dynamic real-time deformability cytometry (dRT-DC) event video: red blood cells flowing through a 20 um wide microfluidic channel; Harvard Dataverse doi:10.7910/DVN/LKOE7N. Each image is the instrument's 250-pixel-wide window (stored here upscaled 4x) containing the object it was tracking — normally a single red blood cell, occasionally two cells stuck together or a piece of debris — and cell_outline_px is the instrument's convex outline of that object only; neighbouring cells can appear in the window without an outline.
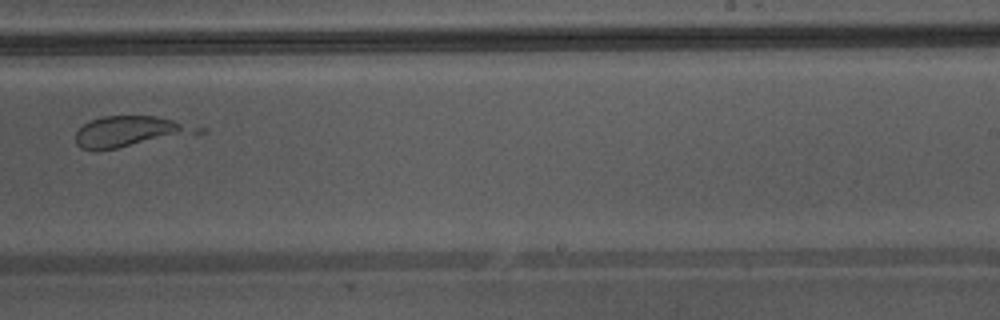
{"species": "Egyptian fruit bat (a non-hibernating species)", "species_latin": "Rousettus aegyptiacus", "temperature_condition": "warm", "stored_images_in_passage": 37, "camera_frame_rate_fps": 3000, "um_per_image_px": 0.085, "animal": {"sex": "male"}, "frame": {"image": 1, "passage_image": 21, "time_ms": 6.667, "image_size_px": [1000, 320], "cell_outline_px": [[208, 132], [116, 148], [80, 148], [76, 144], [76, 132], [84, 124], [92, 120], [104, 116], [156, 116], [208, 128]], "centroid_in_image_um": [11.19, 11.15], "position_along_channel_um": 277.8, "area_um2": 21.68}}